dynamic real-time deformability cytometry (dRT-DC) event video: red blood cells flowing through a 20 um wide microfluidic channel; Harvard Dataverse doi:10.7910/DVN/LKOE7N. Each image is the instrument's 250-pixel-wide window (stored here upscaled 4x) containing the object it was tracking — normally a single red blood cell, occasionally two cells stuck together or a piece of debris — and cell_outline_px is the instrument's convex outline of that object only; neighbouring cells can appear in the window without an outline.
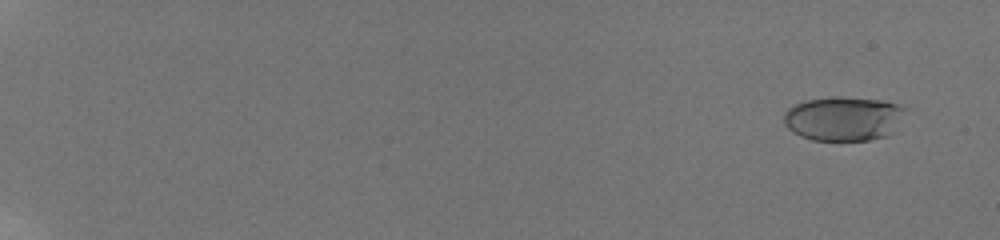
{"species": "human", "species_latin": "Homo sapiens", "temperature_condition": "room temperature", "stored_images_in_passage": 44, "camera_frame_rate_fps": 3000, "um_per_image_px": 0.085, "donor": {"sex": "male"}, "frame": {"image": 1, "passage_image": 3, "time_ms": 1.333, "image_size_px": [1000, 240], "cell_outline_px": [[904, 108], [892, 132], [888, 136], [868, 140], [812, 140], [800, 136], [792, 132], [784, 124], [784, 112], [788, 108], [804, 100], [840, 96], [884, 100], [896, 104]], "centroid_in_image_um": [71.63, 10.08], "position_along_channel_um": 13.4, "area_um2": 31.15}}
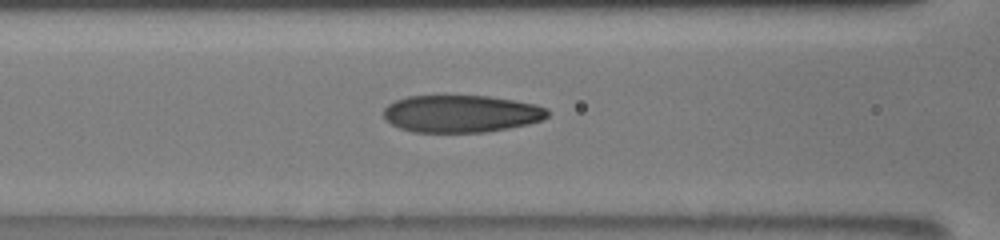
{"frame": {"image": 2, "passage_image": 25, "time_ms": 10.0, "image_size_px": [1000, 240], "cell_outline_px": [[548, 116], [540, 120], [528, 124], [508, 128], [484, 132], [412, 132], [400, 128], [384, 120], [384, 108], [388, 104], [396, 100], [408, 96], [488, 96], [536, 104], [548, 108]], "centroid_in_image_um": [39.18, 9.67], "position_along_channel_um": 127.4, "area_um2": 35.6}}
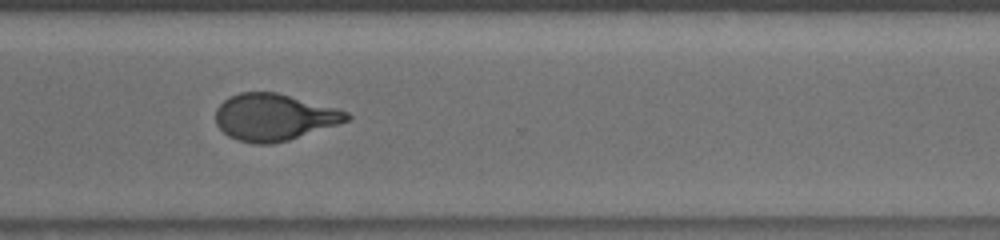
{"frame": {"image": 3, "passage_image": 36, "time_ms": 15.667, "image_size_px": [1000, 240], "cell_outline_px": [[352, 116], [348, 120], [288, 140], [272, 144], [252, 144], [236, 140], [228, 136], [216, 124], [216, 108], [228, 96], [240, 92], [276, 92], [336, 108], [348, 112]], "centroid_in_image_um": [23.24, 9.96], "position_along_channel_um": 347.4, "area_um2": 35.55}, "authors_computed_cell_mechanics": {"area_um2": 35.4025, "velocity_mm_per_s": 3.8847, "shape_relaxation_time_tau1_ms": 3.8801, "shape_relaxation_time_tau2_ms": 1.0721, "deformation_change_tau1": 0.1915, "deformation_change_tau2": 0.0842}}